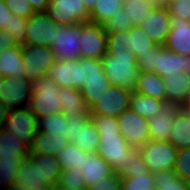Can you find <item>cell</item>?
Returning a JSON list of instances; mask_svg holds the SVG:
<instances>
[{"instance_id":"1","label":"cell","mask_w":190,"mask_h":190,"mask_svg":"<svg viewBox=\"0 0 190 190\" xmlns=\"http://www.w3.org/2000/svg\"><path fill=\"white\" fill-rule=\"evenodd\" d=\"M94 125L100 134L97 154L105 160L113 169L126 164L131 158V147L120 133L118 120L113 116L90 115Z\"/></svg>"},{"instance_id":"2","label":"cell","mask_w":190,"mask_h":190,"mask_svg":"<svg viewBox=\"0 0 190 190\" xmlns=\"http://www.w3.org/2000/svg\"><path fill=\"white\" fill-rule=\"evenodd\" d=\"M136 56L129 49L107 51L103 56V70L114 86L134 92L141 69L136 63Z\"/></svg>"},{"instance_id":"3","label":"cell","mask_w":190,"mask_h":190,"mask_svg":"<svg viewBox=\"0 0 190 190\" xmlns=\"http://www.w3.org/2000/svg\"><path fill=\"white\" fill-rule=\"evenodd\" d=\"M29 109L36 118L63 112L61 100L57 97L60 87L48 75L32 81Z\"/></svg>"},{"instance_id":"4","label":"cell","mask_w":190,"mask_h":190,"mask_svg":"<svg viewBox=\"0 0 190 190\" xmlns=\"http://www.w3.org/2000/svg\"><path fill=\"white\" fill-rule=\"evenodd\" d=\"M138 149L151 173L174 169L177 149L169 141L148 140Z\"/></svg>"},{"instance_id":"5","label":"cell","mask_w":190,"mask_h":190,"mask_svg":"<svg viewBox=\"0 0 190 190\" xmlns=\"http://www.w3.org/2000/svg\"><path fill=\"white\" fill-rule=\"evenodd\" d=\"M22 57L25 75L30 81L47 76L56 61L50 46L22 44Z\"/></svg>"},{"instance_id":"6","label":"cell","mask_w":190,"mask_h":190,"mask_svg":"<svg viewBox=\"0 0 190 190\" xmlns=\"http://www.w3.org/2000/svg\"><path fill=\"white\" fill-rule=\"evenodd\" d=\"M81 23L74 25H58L55 28V38L50 45L57 61L80 58Z\"/></svg>"},{"instance_id":"7","label":"cell","mask_w":190,"mask_h":190,"mask_svg":"<svg viewBox=\"0 0 190 190\" xmlns=\"http://www.w3.org/2000/svg\"><path fill=\"white\" fill-rule=\"evenodd\" d=\"M66 138L86 153L97 152L100 134L91 117L67 118Z\"/></svg>"},{"instance_id":"8","label":"cell","mask_w":190,"mask_h":190,"mask_svg":"<svg viewBox=\"0 0 190 190\" xmlns=\"http://www.w3.org/2000/svg\"><path fill=\"white\" fill-rule=\"evenodd\" d=\"M131 91L111 85L89 108L90 115L118 117L130 108Z\"/></svg>"},{"instance_id":"9","label":"cell","mask_w":190,"mask_h":190,"mask_svg":"<svg viewBox=\"0 0 190 190\" xmlns=\"http://www.w3.org/2000/svg\"><path fill=\"white\" fill-rule=\"evenodd\" d=\"M32 81L27 78L0 80V104L8 110L26 107L31 100Z\"/></svg>"},{"instance_id":"10","label":"cell","mask_w":190,"mask_h":190,"mask_svg":"<svg viewBox=\"0 0 190 190\" xmlns=\"http://www.w3.org/2000/svg\"><path fill=\"white\" fill-rule=\"evenodd\" d=\"M108 33L103 25L81 23L80 58L102 59L107 53Z\"/></svg>"},{"instance_id":"11","label":"cell","mask_w":190,"mask_h":190,"mask_svg":"<svg viewBox=\"0 0 190 190\" xmlns=\"http://www.w3.org/2000/svg\"><path fill=\"white\" fill-rule=\"evenodd\" d=\"M4 130L11 135L19 136L29 147L38 131V119L29 107L9 110Z\"/></svg>"},{"instance_id":"12","label":"cell","mask_w":190,"mask_h":190,"mask_svg":"<svg viewBox=\"0 0 190 190\" xmlns=\"http://www.w3.org/2000/svg\"><path fill=\"white\" fill-rule=\"evenodd\" d=\"M45 13L59 25L89 22V13L82 0H50Z\"/></svg>"},{"instance_id":"13","label":"cell","mask_w":190,"mask_h":190,"mask_svg":"<svg viewBox=\"0 0 190 190\" xmlns=\"http://www.w3.org/2000/svg\"><path fill=\"white\" fill-rule=\"evenodd\" d=\"M120 133L127 143L139 148L149 140V121L131 110H125L117 117Z\"/></svg>"},{"instance_id":"14","label":"cell","mask_w":190,"mask_h":190,"mask_svg":"<svg viewBox=\"0 0 190 190\" xmlns=\"http://www.w3.org/2000/svg\"><path fill=\"white\" fill-rule=\"evenodd\" d=\"M26 34L22 44L50 46L55 38V28L59 25L45 12H36L26 22Z\"/></svg>"},{"instance_id":"15","label":"cell","mask_w":190,"mask_h":190,"mask_svg":"<svg viewBox=\"0 0 190 190\" xmlns=\"http://www.w3.org/2000/svg\"><path fill=\"white\" fill-rule=\"evenodd\" d=\"M183 109V105L173 100H162L160 114L149 119V140L169 141L174 117Z\"/></svg>"},{"instance_id":"16","label":"cell","mask_w":190,"mask_h":190,"mask_svg":"<svg viewBox=\"0 0 190 190\" xmlns=\"http://www.w3.org/2000/svg\"><path fill=\"white\" fill-rule=\"evenodd\" d=\"M140 26L155 44L163 46L171 29L167 7H155Z\"/></svg>"},{"instance_id":"17","label":"cell","mask_w":190,"mask_h":190,"mask_svg":"<svg viewBox=\"0 0 190 190\" xmlns=\"http://www.w3.org/2000/svg\"><path fill=\"white\" fill-rule=\"evenodd\" d=\"M171 17V29L163 47L180 55H190V21Z\"/></svg>"},{"instance_id":"18","label":"cell","mask_w":190,"mask_h":190,"mask_svg":"<svg viewBox=\"0 0 190 190\" xmlns=\"http://www.w3.org/2000/svg\"><path fill=\"white\" fill-rule=\"evenodd\" d=\"M82 174L86 189L99 183L104 178L111 176L114 172L112 167L103 160L97 152L85 153L83 155Z\"/></svg>"},{"instance_id":"19","label":"cell","mask_w":190,"mask_h":190,"mask_svg":"<svg viewBox=\"0 0 190 190\" xmlns=\"http://www.w3.org/2000/svg\"><path fill=\"white\" fill-rule=\"evenodd\" d=\"M48 76L52 78L60 88L79 89V58L65 61L56 60L51 66Z\"/></svg>"},{"instance_id":"20","label":"cell","mask_w":190,"mask_h":190,"mask_svg":"<svg viewBox=\"0 0 190 190\" xmlns=\"http://www.w3.org/2000/svg\"><path fill=\"white\" fill-rule=\"evenodd\" d=\"M178 72L186 73V55L176 54L160 46L155 51L154 73L163 78Z\"/></svg>"},{"instance_id":"21","label":"cell","mask_w":190,"mask_h":190,"mask_svg":"<svg viewBox=\"0 0 190 190\" xmlns=\"http://www.w3.org/2000/svg\"><path fill=\"white\" fill-rule=\"evenodd\" d=\"M57 97L61 100L63 114L67 118H88L89 108L84 101L80 89L62 87Z\"/></svg>"},{"instance_id":"22","label":"cell","mask_w":190,"mask_h":190,"mask_svg":"<svg viewBox=\"0 0 190 190\" xmlns=\"http://www.w3.org/2000/svg\"><path fill=\"white\" fill-rule=\"evenodd\" d=\"M22 44L0 53V74L5 78H26Z\"/></svg>"},{"instance_id":"23","label":"cell","mask_w":190,"mask_h":190,"mask_svg":"<svg viewBox=\"0 0 190 190\" xmlns=\"http://www.w3.org/2000/svg\"><path fill=\"white\" fill-rule=\"evenodd\" d=\"M28 158L34 166H38L39 181L46 183L50 188L58 183L62 169L56 156L29 154Z\"/></svg>"},{"instance_id":"24","label":"cell","mask_w":190,"mask_h":190,"mask_svg":"<svg viewBox=\"0 0 190 190\" xmlns=\"http://www.w3.org/2000/svg\"><path fill=\"white\" fill-rule=\"evenodd\" d=\"M165 87V97L182 105L190 95V76L184 72L173 73L162 78Z\"/></svg>"},{"instance_id":"25","label":"cell","mask_w":190,"mask_h":190,"mask_svg":"<svg viewBox=\"0 0 190 190\" xmlns=\"http://www.w3.org/2000/svg\"><path fill=\"white\" fill-rule=\"evenodd\" d=\"M68 143L66 137H50L46 133L37 131L30 146V154L57 156Z\"/></svg>"},{"instance_id":"26","label":"cell","mask_w":190,"mask_h":190,"mask_svg":"<svg viewBox=\"0 0 190 190\" xmlns=\"http://www.w3.org/2000/svg\"><path fill=\"white\" fill-rule=\"evenodd\" d=\"M135 92L159 100L166 99L162 77L151 71L141 70Z\"/></svg>"},{"instance_id":"27","label":"cell","mask_w":190,"mask_h":190,"mask_svg":"<svg viewBox=\"0 0 190 190\" xmlns=\"http://www.w3.org/2000/svg\"><path fill=\"white\" fill-rule=\"evenodd\" d=\"M169 142L177 150L190 146V115L184 109L174 117Z\"/></svg>"},{"instance_id":"28","label":"cell","mask_w":190,"mask_h":190,"mask_svg":"<svg viewBox=\"0 0 190 190\" xmlns=\"http://www.w3.org/2000/svg\"><path fill=\"white\" fill-rule=\"evenodd\" d=\"M30 147L19 136L11 135L5 130L0 131V158L26 159Z\"/></svg>"},{"instance_id":"29","label":"cell","mask_w":190,"mask_h":190,"mask_svg":"<svg viewBox=\"0 0 190 190\" xmlns=\"http://www.w3.org/2000/svg\"><path fill=\"white\" fill-rule=\"evenodd\" d=\"M15 182L25 190L50 189L46 183L39 181L38 166H34L29 158L24 159L20 164Z\"/></svg>"},{"instance_id":"30","label":"cell","mask_w":190,"mask_h":190,"mask_svg":"<svg viewBox=\"0 0 190 190\" xmlns=\"http://www.w3.org/2000/svg\"><path fill=\"white\" fill-rule=\"evenodd\" d=\"M161 101L134 91L131 92L130 109L149 120L160 114Z\"/></svg>"},{"instance_id":"31","label":"cell","mask_w":190,"mask_h":190,"mask_svg":"<svg viewBox=\"0 0 190 190\" xmlns=\"http://www.w3.org/2000/svg\"><path fill=\"white\" fill-rule=\"evenodd\" d=\"M38 131L50 137H66L67 117L63 112L38 118Z\"/></svg>"},{"instance_id":"32","label":"cell","mask_w":190,"mask_h":190,"mask_svg":"<svg viewBox=\"0 0 190 190\" xmlns=\"http://www.w3.org/2000/svg\"><path fill=\"white\" fill-rule=\"evenodd\" d=\"M123 0H98L89 14V22L104 25L123 8Z\"/></svg>"},{"instance_id":"33","label":"cell","mask_w":190,"mask_h":190,"mask_svg":"<svg viewBox=\"0 0 190 190\" xmlns=\"http://www.w3.org/2000/svg\"><path fill=\"white\" fill-rule=\"evenodd\" d=\"M123 9L127 13L132 26H140L156 7L149 0H123Z\"/></svg>"},{"instance_id":"34","label":"cell","mask_w":190,"mask_h":190,"mask_svg":"<svg viewBox=\"0 0 190 190\" xmlns=\"http://www.w3.org/2000/svg\"><path fill=\"white\" fill-rule=\"evenodd\" d=\"M93 79H109L103 70L102 59L79 58V89Z\"/></svg>"},{"instance_id":"35","label":"cell","mask_w":190,"mask_h":190,"mask_svg":"<svg viewBox=\"0 0 190 190\" xmlns=\"http://www.w3.org/2000/svg\"><path fill=\"white\" fill-rule=\"evenodd\" d=\"M127 45L129 51L136 57L141 53L150 51L155 44L143 31L141 26H132L127 30Z\"/></svg>"},{"instance_id":"36","label":"cell","mask_w":190,"mask_h":190,"mask_svg":"<svg viewBox=\"0 0 190 190\" xmlns=\"http://www.w3.org/2000/svg\"><path fill=\"white\" fill-rule=\"evenodd\" d=\"M155 190H190V183L180 179L173 169L153 172Z\"/></svg>"},{"instance_id":"37","label":"cell","mask_w":190,"mask_h":190,"mask_svg":"<svg viewBox=\"0 0 190 190\" xmlns=\"http://www.w3.org/2000/svg\"><path fill=\"white\" fill-rule=\"evenodd\" d=\"M85 153L74 143H68L56 157L62 171L69 168L82 170L83 155Z\"/></svg>"},{"instance_id":"38","label":"cell","mask_w":190,"mask_h":190,"mask_svg":"<svg viewBox=\"0 0 190 190\" xmlns=\"http://www.w3.org/2000/svg\"><path fill=\"white\" fill-rule=\"evenodd\" d=\"M148 167L143 161V156L138 148H133L131 151V158H129L126 164L120 165L115 174H119L121 177H133L139 176L141 173H149Z\"/></svg>"},{"instance_id":"39","label":"cell","mask_w":190,"mask_h":190,"mask_svg":"<svg viewBox=\"0 0 190 190\" xmlns=\"http://www.w3.org/2000/svg\"><path fill=\"white\" fill-rule=\"evenodd\" d=\"M111 85L112 84L109 79H93L86 82L80 88V92L88 108L96 103L101 93L108 90V87Z\"/></svg>"},{"instance_id":"40","label":"cell","mask_w":190,"mask_h":190,"mask_svg":"<svg viewBox=\"0 0 190 190\" xmlns=\"http://www.w3.org/2000/svg\"><path fill=\"white\" fill-rule=\"evenodd\" d=\"M24 159L0 158V190H5L16 180L20 164Z\"/></svg>"},{"instance_id":"41","label":"cell","mask_w":190,"mask_h":190,"mask_svg":"<svg viewBox=\"0 0 190 190\" xmlns=\"http://www.w3.org/2000/svg\"><path fill=\"white\" fill-rule=\"evenodd\" d=\"M152 173H141L139 176L122 177V190H155Z\"/></svg>"},{"instance_id":"42","label":"cell","mask_w":190,"mask_h":190,"mask_svg":"<svg viewBox=\"0 0 190 190\" xmlns=\"http://www.w3.org/2000/svg\"><path fill=\"white\" fill-rule=\"evenodd\" d=\"M57 184L68 186L76 190H86L84 175L82 174V171L77 168L63 170Z\"/></svg>"},{"instance_id":"43","label":"cell","mask_w":190,"mask_h":190,"mask_svg":"<svg viewBox=\"0 0 190 190\" xmlns=\"http://www.w3.org/2000/svg\"><path fill=\"white\" fill-rule=\"evenodd\" d=\"M173 170L180 179L190 183V146L177 150L176 162Z\"/></svg>"},{"instance_id":"44","label":"cell","mask_w":190,"mask_h":190,"mask_svg":"<svg viewBox=\"0 0 190 190\" xmlns=\"http://www.w3.org/2000/svg\"><path fill=\"white\" fill-rule=\"evenodd\" d=\"M26 22L27 19L12 14V16L10 17V21L8 22V25L4 28V30L11 34L19 44H22L26 34Z\"/></svg>"},{"instance_id":"45","label":"cell","mask_w":190,"mask_h":190,"mask_svg":"<svg viewBox=\"0 0 190 190\" xmlns=\"http://www.w3.org/2000/svg\"><path fill=\"white\" fill-rule=\"evenodd\" d=\"M103 26L107 32H119L131 29L132 24L122 8L113 18L108 19Z\"/></svg>"},{"instance_id":"46","label":"cell","mask_w":190,"mask_h":190,"mask_svg":"<svg viewBox=\"0 0 190 190\" xmlns=\"http://www.w3.org/2000/svg\"><path fill=\"white\" fill-rule=\"evenodd\" d=\"M167 9L170 16L190 21V0H170Z\"/></svg>"},{"instance_id":"47","label":"cell","mask_w":190,"mask_h":190,"mask_svg":"<svg viewBox=\"0 0 190 190\" xmlns=\"http://www.w3.org/2000/svg\"><path fill=\"white\" fill-rule=\"evenodd\" d=\"M107 33V51H120L123 49H128L127 30Z\"/></svg>"},{"instance_id":"48","label":"cell","mask_w":190,"mask_h":190,"mask_svg":"<svg viewBox=\"0 0 190 190\" xmlns=\"http://www.w3.org/2000/svg\"><path fill=\"white\" fill-rule=\"evenodd\" d=\"M12 14L27 19L36 12L27 0H5Z\"/></svg>"},{"instance_id":"49","label":"cell","mask_w":190,"mask_h":190,"mask_svg":"<svg viewBox=\"0 0 190 190\" xmlns=\"http://www.w3.org/2000/svg\"><path fill=\"white\" fill-rule=\"evenodd\" d=\"M87 190H122V177L113 173Z\"/></svg>"},{"instance_id":"50","label":"cell","mask_w":190,"mask_h":190,"mask_svg":"<svg viewBox=\"0 0 190 190\" xmlns=\"http://www.w3.org/2000/svg\"><path fill=\"white\" fill-rule=\"evenodd\" d=\"M160 46L161 45H156L155 47L150 48V51L141 53L137 56L136 63L142 71L154 72L155 51Z\"/></svg>"},{"instance_id":"51","label":"cell","mask_w":190,"mask_h":190,"mask_svg":"<svg viewBox=\"0 0 190 190\" xmlns=\"http://www.w3.org/2000/svg\"><path fill=\"white\" fill-rule=\"evenodd\" d=\"M19 43L13 38L11 34L6 32L4 29L0 30V53L6 49L13 48Z\"/></svg>"},{"instance_id":"52","label":"cell","mask_w":190,"mask_h":190,"mask_svg":"<svg viewBox=\"0 0 190 190\" xmlns=\"http://www.w3.org/2000/svg\"><path fill=\"white\" fill-rule=\"evenodd\" d=\"M11 16L12 12L7 6L5 0H0V30L4 29L8 25Z\"/></svg>"},{"instance_id":"53","label":"cell","mask_w":190,"mask_h":190,"mask_svg":"<svg viewBox=\"0 0 190 190\" xmlns=\"http://www.w3.org/2000/svg\"><path fill=\"white\" fill-rule=\"evenodd\" d=\"M35 12H45L50 0H27Z\"/></svg>"},{"instance_id":"54","label":"cell","mask_w":190,"mask_h":190,"mask_svg":"<svg viewBox=\"0 0 190 190\" xmlns=\"http://www.w3.org/2000/svg\"><path fill=\"white\" fill-rule=\"evenodd\" d=\"M9 110L0 104V131L4 130Z\"/></svg>"},{"instance_id":"55","label":"cell","mask_w":190,"mask_h":190,"mask_svg":"<svg viewBox=\"0 0 190 190\" xmlns=\"http://www.w3.org/2000/svg\"><path fill=\"white\" fill-rule=\"evenodd\" d=\"M86 11L90 14L98 0H82Z\"/></svg>"},{"instance_id":"56","label":"cell","mask_w":190,"mask_h":190,"mask_svg":"<svg viewBox=\"0 0 190 190\" xmlns=\"http://www.w3.org/2000/svg\"><path fill=\"white\" fill-rule=\"evenodd\" d=\"M152 2L156 7H167L170 0H149Z\"/></svg>"},{"instance_id":"57","label":"cell","mask_w":190,"mask_h":190,"mask_svg":"<svg viewBox=\"0 0 190 190\" xmlns=\"http://www.w3.org/2000/svg\"><path fill=\"white\" fill-rule=\"evenodd\" d=\"M5 190H25L23 186H20L18 183L14 182L9 185Z\"/></svg>"},{"instance_id":"58","label":"cell","mask_w":190,"mask_h":190,"mask_svg":"<svg viewBox=\"0 0 190 190\" xmlns=\"http://www.w3.org/2000/svg\"><path fill=\"white\" fill-rule=\"evenodd\" d=\"M52 190H76V189H72L68 186H61L59 184H55L53 187H52ZM87 190V189H86Z\"/></svg>"},{"instance_id":"59","label":"cell","mask_w":190,"mask_h":190,"mask_svg":"<svg viewBox=\"0 0 190 190\" xmlns=\"http://www.w3.org/2000/svg\"><path fill=\"white\" fill-rule=\"evenodd\" d=\"M186 74L190 76V55H186Z\"/></svg>"},{"instance_id":"60","label":"cell","mask_w":190,"mask_h":190,"mask_svg":"<svg viewBox=\"0 0 190 190\" xmlns=\"http://www.w3.org/2000/svg\"><path fill=\"white\" fill-rule=\"evenodd\" d=\"M183 109L190 115V95L188 100L183 104Z\"/></svg>"}]
</instances>
